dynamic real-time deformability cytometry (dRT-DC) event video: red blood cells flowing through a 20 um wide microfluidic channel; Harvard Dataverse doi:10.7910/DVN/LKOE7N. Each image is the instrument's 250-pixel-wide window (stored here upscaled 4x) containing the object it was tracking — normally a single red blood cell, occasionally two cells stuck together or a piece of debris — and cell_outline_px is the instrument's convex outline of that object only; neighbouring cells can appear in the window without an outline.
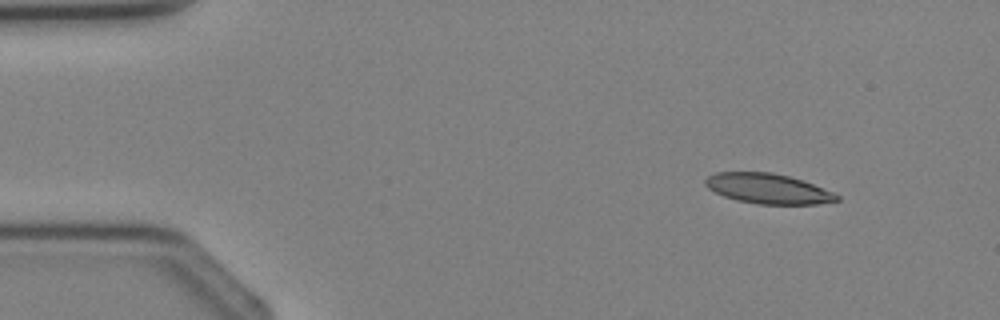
{"species": "Egyptian fruit bat (a non-hibernating species)", "species_latin": "Rousettus aegyptiacus", "temperature_condition": "cold", "stored_images_in_passage": 2, "camera_frame_rate_fps": 3000, "um_per_image_px": 0.085, "animal": {"sex": "female"}, "frame": {"image": 1, "passage_image": 1, "time_ms": 0.0, "image_size_px": [1000, 320], "cell_outline_px": [[840, 200], [816, 204], [756, 204], [736, 200], [724, 196], [708, 188], [704, 184], [704, 180], [708, 176], [716, 172], [772, 172], [788, 176], [812, 184], [832, 192], [840, 196]], "centroid_in_image_um": [65.24, 16.03], "position_along_channel_um": 19.8, "area_um2": 22.89}}